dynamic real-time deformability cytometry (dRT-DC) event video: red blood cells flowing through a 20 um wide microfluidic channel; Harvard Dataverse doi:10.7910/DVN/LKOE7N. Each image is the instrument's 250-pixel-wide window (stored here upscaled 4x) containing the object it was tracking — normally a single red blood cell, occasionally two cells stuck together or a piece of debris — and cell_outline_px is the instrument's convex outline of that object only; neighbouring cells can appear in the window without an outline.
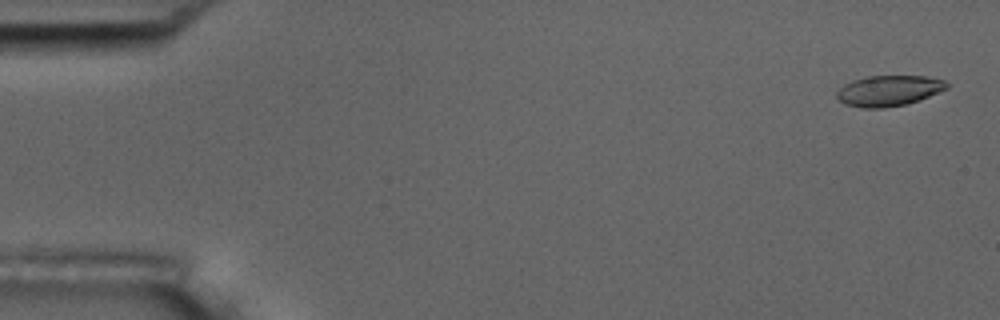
{"species": "common noctule bat (a hibernating species)", "species_latin": "Nyctalus noctula", "temperature_condition": "room temperature", "stored_images_in_passage": 5, "camera_frame_rate_fps": 3000, "um_per_image_px": 0.085, "animal": {"sex": "male", "body_mass_g": 17.5, "forearm_length_mm": 52.3}, "frame": {"image": 1, "passage_image": 1, "time_ms": 0.0, "image_size_px": [1000, 320], "cell_outline_px": [[948, 88], [920, 100], [908, 104], [884, 108], [860, 108], [844, 104], [836, 96], [836, 92], [844, 84], [852, 80], [864, 76], [928, 76], [944, 80], [948, 84]], "centroid_in_image_um": [75.53, 7.71], "position_along_channel_um": 9.5, "area_um2": 19.88}}
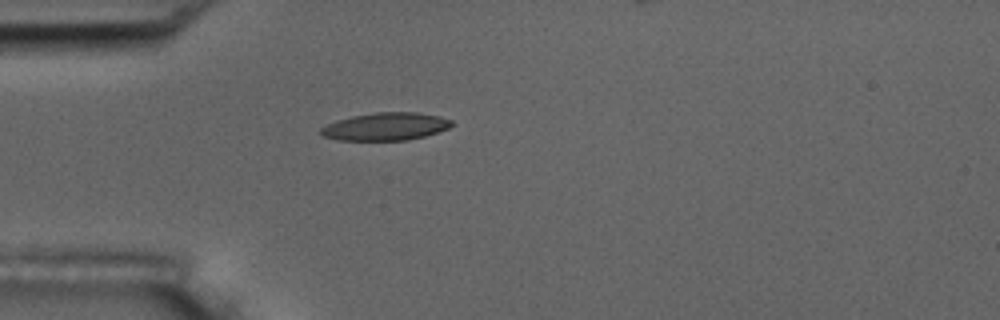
{"frame": {"image": 2, "passage_image": 5, "time_ms": 4.667, "image_size_px": [1000, 320], "cell_outline_px": [[452, 124], [448, 128], [424, 136], [408, 140], [336, 140], [324, 136], [320, 132], [320, 128], [336, 120], [352, 116], [376, 112], [416, 112], [440, 116], [452, 120]], "centroid_in_image_um": [32.76, 10.75], "position_along_channel_um": 52.2, "area_um2": 21.04}}